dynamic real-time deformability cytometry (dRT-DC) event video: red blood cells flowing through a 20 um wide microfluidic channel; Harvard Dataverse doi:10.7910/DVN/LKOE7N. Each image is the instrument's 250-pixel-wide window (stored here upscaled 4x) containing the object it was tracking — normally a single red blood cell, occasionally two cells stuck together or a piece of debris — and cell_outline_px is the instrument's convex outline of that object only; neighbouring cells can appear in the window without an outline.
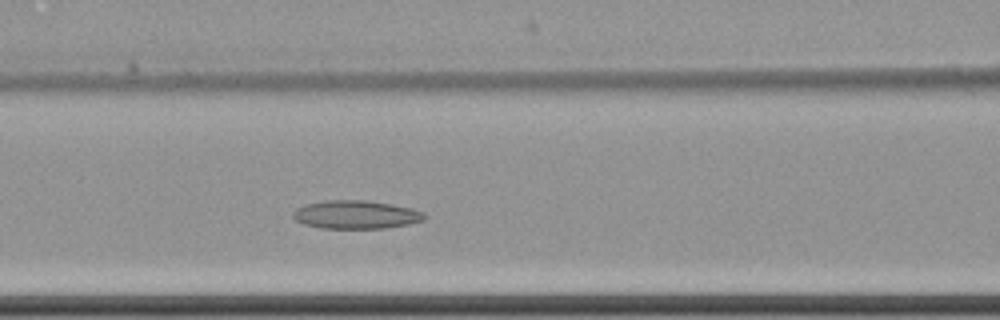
{"species": "common noctule bat (a hibernating species)", "species_latin": "Nyctalus noctula", "temperature_condition": "cold", "stored_images_in_passage": 5, "camera_frame_rate_fps": 3000, "um_per_image_px": 0.085, "animal": {"sex": "female", "body_mass_g": 22.7, "forearm_length_mm": 54.2}, "frame": {"image": 1, "passage_image": 5, "time_ms": 4.667, "image_size_px": [1000, 320], "cell_outline_px": [[428, 216], [424, 220], [408, 224], [384, 228], [320, 228], [304, 224], [296, 220], [292, 216], [292, 212], [296, 208], [304, 204], [328, 200], [364, 200], [392, 204], [412, 208], [424, 212]], "centroid_in_image_um": [30.26, 18.24], "position_along_channel_um": 136.3, "area_um2": 21.79}}